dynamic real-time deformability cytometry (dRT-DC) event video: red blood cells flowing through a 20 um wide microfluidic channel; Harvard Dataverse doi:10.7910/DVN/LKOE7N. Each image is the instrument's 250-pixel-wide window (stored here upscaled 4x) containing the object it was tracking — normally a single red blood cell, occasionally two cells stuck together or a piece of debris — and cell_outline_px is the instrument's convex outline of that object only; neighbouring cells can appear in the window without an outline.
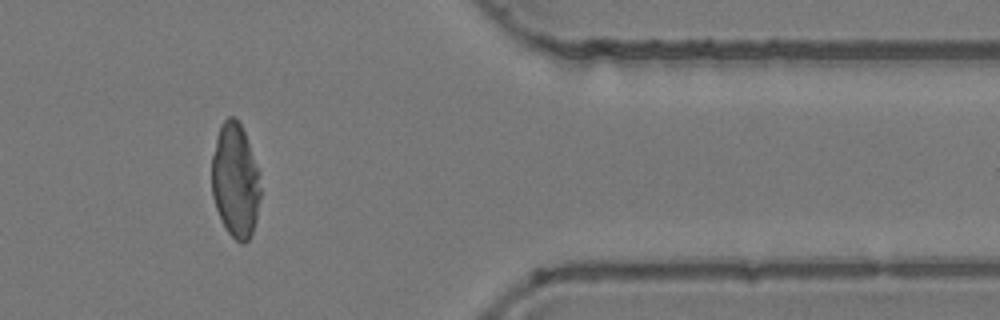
{"species": "common noctule bat (a hibernating species)", "species_latin": "Nyctalus noctula", "temperature_condition": "room temperature", "stored_images_in_passage": 17, "segment_of_instrument_passage": [2, 2], "camera_frame_rate_fps": 3000, "um_per_image_px": 0.085, "animal": {"sex": "female", "body_mass_g": 24.6, "forearm_length_mm": 56.2}, "frame": {"image": 1, "passage_image": 15, "time_ms": 4.667, "image_size_px": [1000, 320], "cell_outline_px": [[260, 196], [256, 220], [252, 232], [248, 240], [244, 244], [240, 244], [228, 232], [216, 208], [212, 196], [212, 156], [216, 136], [220, 124], [228, 116], [232, 116], [240, 124], [244, 132], [260, 172]], "centroid_in_image_um": [20.0, 15.34], "position_along_channel_um": 391.4, "area_um2": 32.48}}